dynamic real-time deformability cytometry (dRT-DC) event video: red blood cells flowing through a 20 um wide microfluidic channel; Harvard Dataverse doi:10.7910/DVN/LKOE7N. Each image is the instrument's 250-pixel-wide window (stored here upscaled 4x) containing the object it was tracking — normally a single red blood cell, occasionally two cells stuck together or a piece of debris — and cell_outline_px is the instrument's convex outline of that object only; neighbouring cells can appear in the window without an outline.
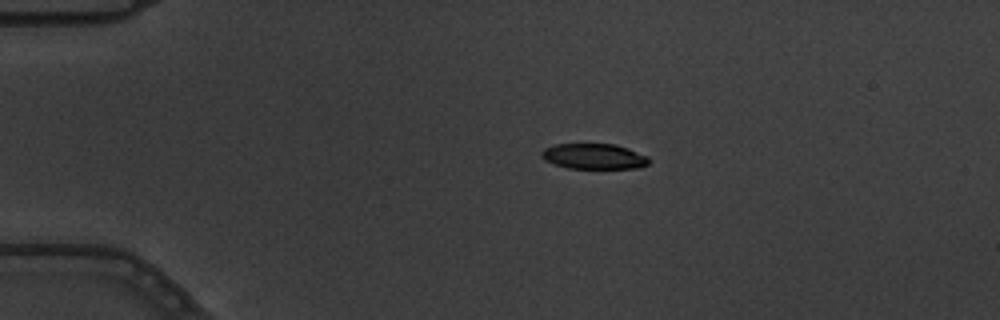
{"species": "common noctule bat (a hibernating species)", "species_latin": "Nyctalus noctula", "temperature_condition": "warm", "stored_images_in_passage": 4, "camera_frame_rate_fps": 3000, "um_per_image_px": 0.085, "animal": {"sex": "male", "body_mass_g": 19.5, "forearm_length_mm": 54.6}, "frame": {"image": 1, "passage_image": 1, "time_ms": 0.0, "image_size_px": [1000, 320], "cell_outline_px": [[652, 160], [648, 164], [636, 168], [568, 168], [552, 164], [544, 160], [540, 156], [540, 152], [544, 148], [556, 144], [616, 144], [628, 148], [648, 156]], "centroid_in_image_um": [50.47, 13.29], "position_along_channel_um": 34.5, "area_um2": 16.13}}
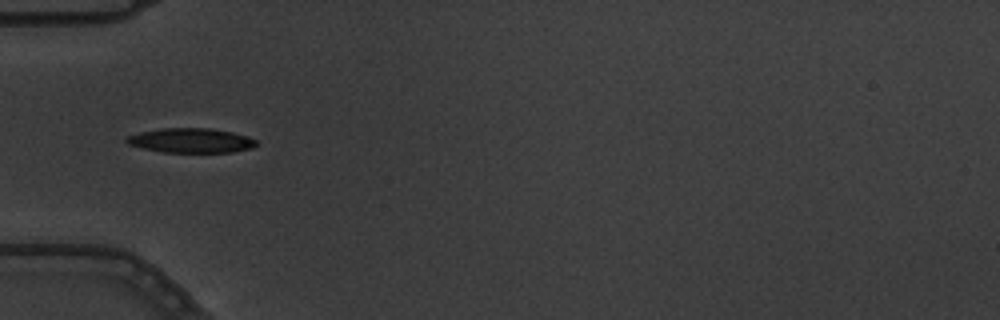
{"frame": {"image": 2, "passage_image": 3, "time_ms": 0.667, "image_size_px": [1000, 320], "cell_outline_px": [[256, 144], [252, 148], [232, 152], [164, 152], [144, 148], [128, 144], [124, 140], [128, 136], [140, 132], [160, 128], [208, 128], [232, 132], [248, 136], [256, 140]], "centroid_in_image_um": [16.23, 11.94], "position_along_channel_um": 68.8, "area_um2": 18.44}}